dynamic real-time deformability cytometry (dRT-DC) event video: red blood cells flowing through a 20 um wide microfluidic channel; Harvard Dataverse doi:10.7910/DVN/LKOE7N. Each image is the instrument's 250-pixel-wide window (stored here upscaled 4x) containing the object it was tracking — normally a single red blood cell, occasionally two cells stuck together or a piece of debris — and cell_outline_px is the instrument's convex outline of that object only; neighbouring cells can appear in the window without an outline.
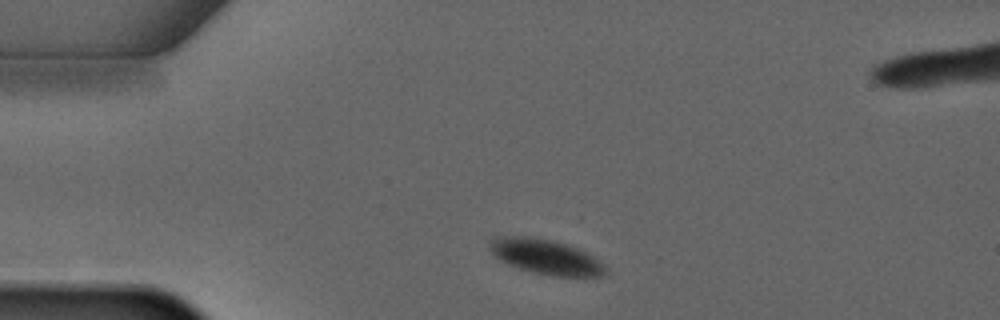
{"species": "common noctule bat (a hibernating species)", "species_latin": "Nyctalus noctula", "temperature_condition": "warm", "stored_images_in_passage": 2, "camera_frame_rate_fps": 3000, "um_per_image_px": 0.085, "animal": {"sex": "male", "forearm_length_mm": 52.5}, "frame": {"image": 1, "passage_image": 1, "time_ms": 0.0, "image_size_px": [1000, 320], "cell_outline_px": [[608, 268], [600, 276], [552, 276], [520, 268], [508, 264], [500, 260], [488, 248], [488, 240], [496, 236], [528, 236], [556, 240], [576, 248], [600, 260]], "centroid_in_image_um": [46.35, 21.8], "position_along_channel_um": 38.6, "area_um2": 23.52}}